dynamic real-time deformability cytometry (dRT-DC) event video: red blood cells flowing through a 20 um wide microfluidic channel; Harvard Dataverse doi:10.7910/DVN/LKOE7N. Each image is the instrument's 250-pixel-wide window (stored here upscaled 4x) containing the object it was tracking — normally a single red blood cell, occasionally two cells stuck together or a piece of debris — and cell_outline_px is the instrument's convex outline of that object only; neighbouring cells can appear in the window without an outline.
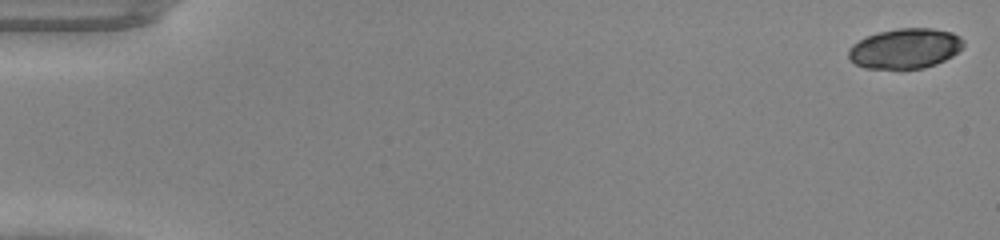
{"species": "common noctule bat (a hibernating species)", "species_latin": "Nyctalus noctula", "temperature_condition": "warm", "stored_images_in_passage": 48, "camera_frame_rate_fps": 3000, "um_per_image_px": 0.085, "animal": {"sex": "male", "body_mass_g": 20.0, "forearm_length_mm": 53.3}, "frame": {"image": 1, "passage_image": 1, "time_ms": 0.0, "image_size_px": [1000, 240], "cell_outline_px": [[964, 44], [952, 56], [936, 64], [924, 68], [864, 68], [848, 60], [848, 48], [852, 44], [864, 36], [896, 28], [932, 28], [952, 32], [960, 36], [964, 40]], "centroid_in_image_um": [76.9, 4.11], "position_along_channel_um": 8.1, "area_um2": 26.99}}
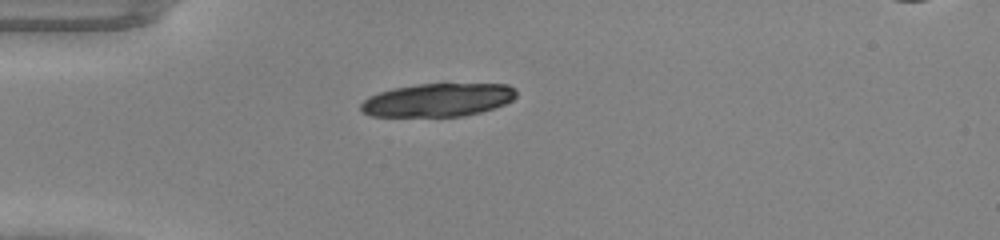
{"frame": {"image": 2, "passage_image": 14, "time_ms": 4.333, "image_size_px": [1000, 240], "cell_outline_px": [[516, 96], [512, 100], [504, 104], [480, 112], [464, 116], [372, 116], [360, 112], [360, 104], [368, 96], [392, 88], [416, 84], [508, 84], [516, 88]], "centroid_in_image_um": [37.19, 8.49], "position_along_channel_um": 47.8, "area_um2": 30.17}}
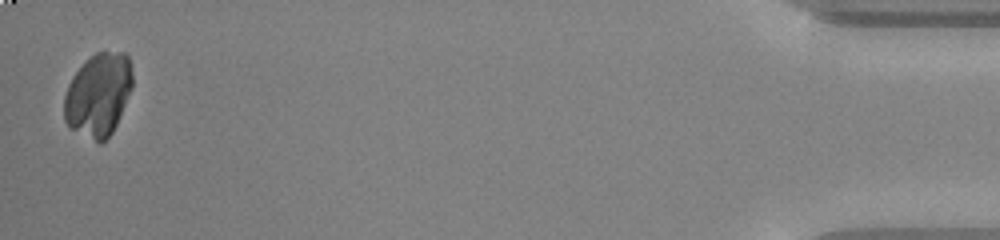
{"frame": {"image": 3, "passage_image": 48, "time_ms": 15.667, "image_size_px": [1000, 240], "cell_outline_px": [[132, 88], [120, 116], [112, 132], [100, 144], [68, 128], [64, 120], [64, 96], [68, 84], [72, 76], [96, 52], [124, 52], [128, 56], [132, 72]], "centroid_in_image_um": [8.35, 8.08], "position_along_channel_um": 426.9, "area_um2": 33.06}}